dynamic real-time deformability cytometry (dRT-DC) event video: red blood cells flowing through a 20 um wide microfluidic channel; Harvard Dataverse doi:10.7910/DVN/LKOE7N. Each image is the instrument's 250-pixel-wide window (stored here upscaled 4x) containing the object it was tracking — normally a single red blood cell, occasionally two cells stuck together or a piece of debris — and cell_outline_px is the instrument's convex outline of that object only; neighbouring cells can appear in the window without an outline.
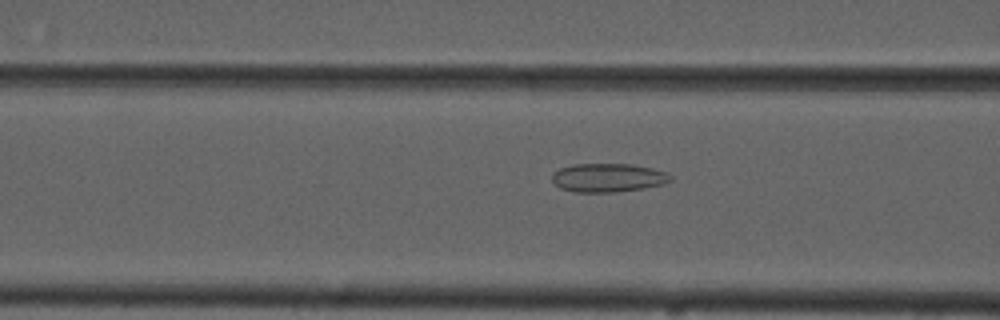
{"species": "common noctule bat (a hibernating species)", "species_latin": "Nyctalus noctula", "temperature_condition": "cold", "stored_images_in_passage": 55, "camera_frame_rate_fps": 3000, "um_per_image_px": 0.085, "animal": {"sex": "male", "forearm_length_mm": 52.5}, "frame": {"image": 1, "passage_image": 22, "time_ms": 7.0, "image_size_px": [1000, 320], "cell_outline_px": [[672, 180], [664, 184], [644, 188], [612, 192], [572, 192], [560, 188], [552, 180], [552, 172], [560, 168], [572, 164], [632, 164], [652, 168], [664, 172], [672, 176]], "centroid_in_image_um": [51.66, 15.1], "position_along_channel_um": 114.9, "area_um2": 19.83}}
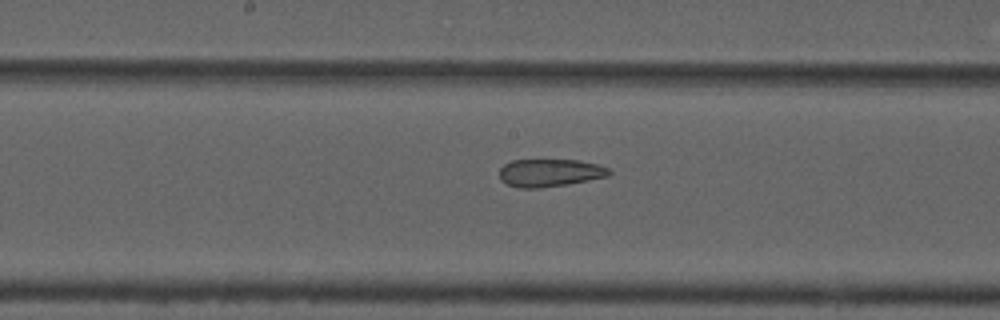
{"frame": {"image": 2, "passage_image": 29, "time_ms": 9.333, "image_size_px": [1000, 320], "cell_outline_px": [[612, 172], [608, 176], [568, 184], [540, 188], [520, 188], [508, 184], [500, 180], [500, 168], [504, 164], [512, 160], [576, 160], [596, 164], [608, 168]], "centroid_in_image_um": [46.71, 14.69], "position_along_channel_um": 201.5, "area_um2": 17.63}}
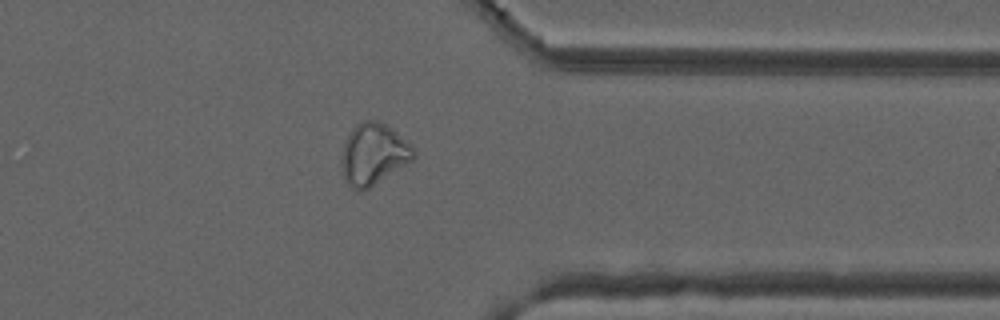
{"frame": {"image": 3, "passage_image": 44, "time_ms": 14.333, "image_size_px": [1000, 320], "cell_outline_px": [[416, 156], [412, 160], [364, 192], [356, 192], [344, 180], [340, 164], [340, 160], [344, 140], [352, 128], [356, 124], [364, 120], [376, 120], [392, 128], [412, 144], [416, 152]], "centroid_in_image_um": [31.71, 13.12], "position_along_channel_um": 379.7, "area_um2": 26.36}, "authors_computed_cell_mechanics": {"area_um2": 24.4494, "velocity_mm_per_s": 3.7083, "shape_relaxation_time_tau1_ms": null, "shape_relaxation_time_tau2_ms": 2.7206, "deformation_change_tau1": null, "deformation_change_tau2": 0.0993}}